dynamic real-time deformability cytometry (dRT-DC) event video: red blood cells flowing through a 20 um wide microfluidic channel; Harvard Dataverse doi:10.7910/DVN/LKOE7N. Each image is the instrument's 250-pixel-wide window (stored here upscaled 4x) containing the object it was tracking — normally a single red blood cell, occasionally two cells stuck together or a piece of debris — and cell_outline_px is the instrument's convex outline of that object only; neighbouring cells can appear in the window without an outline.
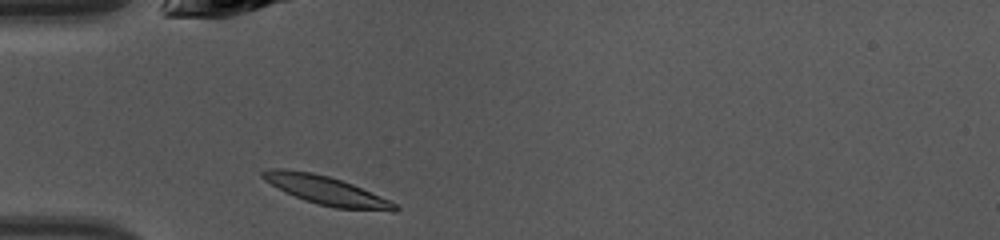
{"species": "common noctule bat (a hibernating species)", "species_latin": "Nyctalus noctula", "temperature_condition": "warm", "stored_images_in_passage": 33, "camera_frame_rate_fps": 3000, "um_per_image_px": 0.085, "animal": {"sex": "female", "body_mass_g": 10.0, "forearm_length_mm": 53.1}, "frame": {"image": 1, "passage_image": 1, "time_ms": 0.0, "image_size_px": [1000, 240], "cell_outline_px": [[400, 208], [396, 212], [392, 212], [336, 208], [304, 200], [264, 180], [260, 176], [260, 172], [272, 168], [284, 168], [312, 172], [328, 176], [352, 184], [380, 196], [396, 204]], "centroid_in_image_um": [27.77, 16.19], "position_along_channel_um": 57.2, "area_um2": 21.85}}
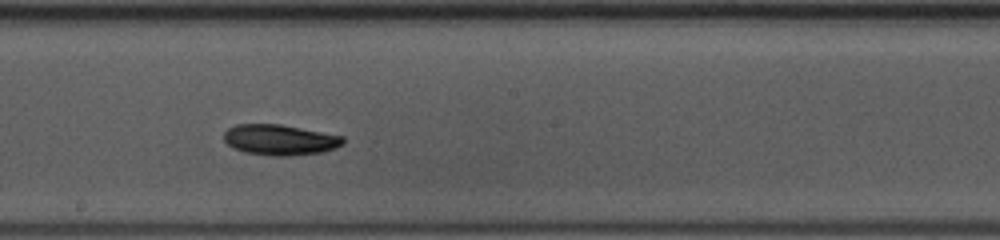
{"frame": {"image": 2, "passage_image": 13, "time_ms": 4.0, "image_size_px": [1000, 240], "cell_outline_px": [[344, 144], [336, 148], [320, 152], [288, 156], [272, 156], [244, 152], [232, 148], [224, 140], [224, 132], [228, 128], [236, 124], [280, 124], [344, 136]], "centroid_in_image_um": [23.78, 11.88], "position_along_channel_um": 224.4, "area_um2": 21.33}}
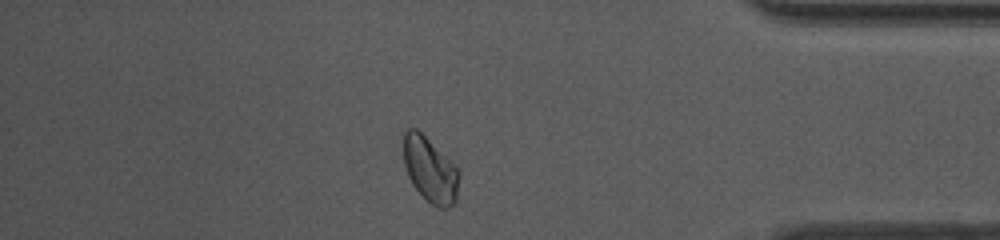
{"frame": {"image": 3, "passage_image": 27, "time_ms": 8.667, "image_size_px": [1000, 240], "cell_outline_px": [[460, 172], [456, 200], [448, 208], [436, 208], [412, 184], [408, 176], [404, 164], [404, 132], [408, 128], [416, 128], [456, 164]], "centroid_in_image_um": [36.58, 14.42], "position_along_channel_um": 398.6, "area_um2": 21.1}, "authors_computed_cell_mechanics": {"area_um2": 21.2704, "velocity_mm_per_s": 4.3179, "shape_relaxation_time_tau1_ms": 3.7878, "shape_relaxation_time_tau2_ms": null, "deformation_change_tau1": 0.1059, "deformation_change_tau2": null}}